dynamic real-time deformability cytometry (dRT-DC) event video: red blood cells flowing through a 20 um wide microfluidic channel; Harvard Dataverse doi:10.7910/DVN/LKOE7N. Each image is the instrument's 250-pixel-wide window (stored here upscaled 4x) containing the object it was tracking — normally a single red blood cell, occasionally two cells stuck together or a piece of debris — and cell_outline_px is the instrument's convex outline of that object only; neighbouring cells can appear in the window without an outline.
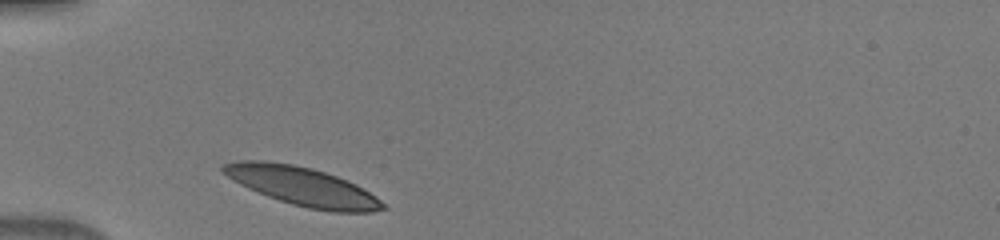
{"species": "human", "species_latin": "Homo sapiens", "temperature_condition": "warm", "stored_images_in_passage": 6, "camera_frame_rate_fps": 3000, "um_per_image_px": 0.085, "donor": {"sex": "male"}, "frame": {"image": 1, "passage_image": 1, "time_ms": 0.0, "image_size_px": [1000, 240], "cell_outline_px": [[388, 208], [372, 212], [332, 212], [308, 208], [292, 204], [268, 196], [248, 188], [232, 180], [220, 172], [220, 168], [224, 164], [240, 160], [260, 160], [292, 164], [312, 168], [348, 180], [356, 184], [376, 196]], "centroid_in_image_um": [25.7, 15.84], "position_along_channel_um": 59.3, "area_um2": 35.89}}
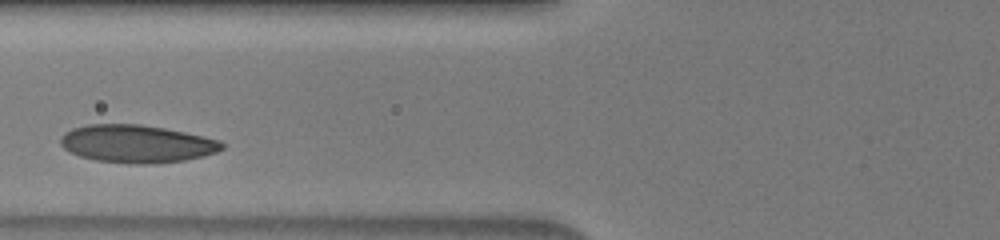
{"frame": {"image": 2, "passage_image": 3, "time_ms": 0.667, "image_size_px": [1000, 240], "cell_outline_px": [[224, 148], [216, 152], [204, 156], [184, 160], [156, 164], [128, 164], [96, 160], [80, 156], [64, 148], [60, 144], [60, 136], [64, 132], [72, 128], [88, 124], [140, 124], [164, 128], [204, 136], [220, 140], [224, 144]], "centroid_in_image_um": [11.62, 12.22], "position_along_channel_um": 114.2, "area_um2": 35.72}}